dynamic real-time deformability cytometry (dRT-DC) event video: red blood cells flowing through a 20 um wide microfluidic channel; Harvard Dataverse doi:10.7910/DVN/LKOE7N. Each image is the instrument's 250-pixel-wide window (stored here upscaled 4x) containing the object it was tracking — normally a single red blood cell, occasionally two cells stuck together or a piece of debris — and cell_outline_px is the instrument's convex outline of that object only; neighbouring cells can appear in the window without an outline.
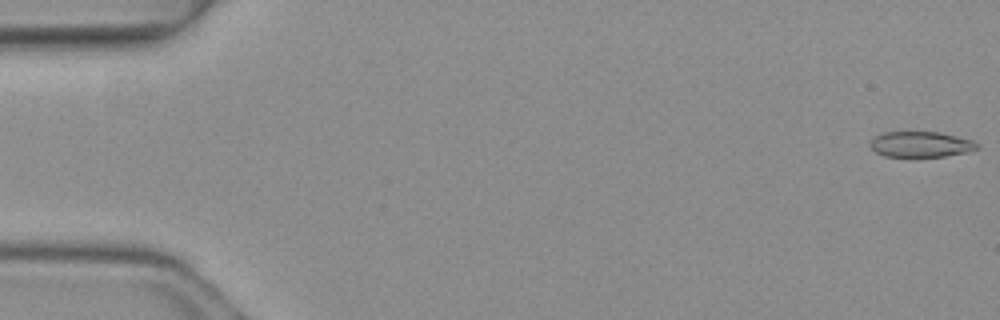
{"species": "common noctule bat (a hibernating species)", "species_latin": "Nyctalus noctula", "temperature_condition": "warm", "stored_images_in_passage": 6, "camera_frame_rate_fps": 3000, "um_per_image_px": 0.085, "animal": {"sex": "female", "body_mass_g": 19.3, "forearm_length_mm": 54.1}, "frame": {"image": 1, "passage_image": 1, "time_ms": 0.0, "image_size_px": [1000, 320], "cell_outline_px": [[980, 148], [964, 152], [944, 156], [884, 156], [876, 152], [868, 144], [880, 132], [936, 132], [972, 140], [980, 144]], "centroid_in_image_um": [78.25, 12.26], "position_along_channel_um": 6.8, "area_um2": 15.72}}